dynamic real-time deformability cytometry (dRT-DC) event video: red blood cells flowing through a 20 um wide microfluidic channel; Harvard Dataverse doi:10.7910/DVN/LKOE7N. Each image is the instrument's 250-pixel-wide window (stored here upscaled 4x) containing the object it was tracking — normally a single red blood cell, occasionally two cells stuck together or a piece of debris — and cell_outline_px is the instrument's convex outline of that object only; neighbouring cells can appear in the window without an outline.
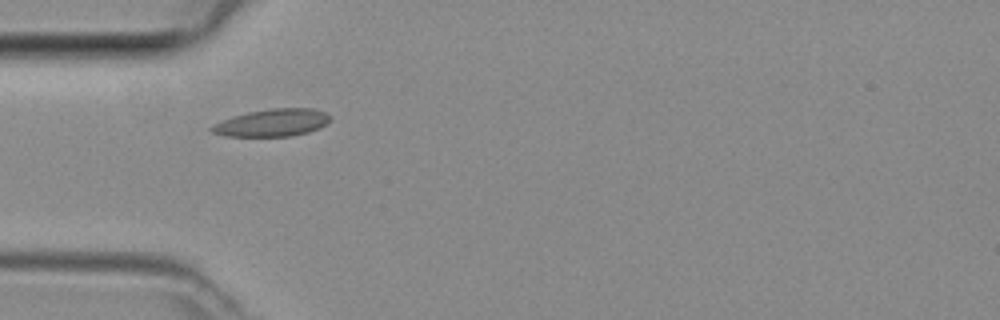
{"species": "common noctule bat (a hibernating species)", "species_latin": "Nyctalus noctula", "temperature_condition": "room temperature", "stored_images_in_passage": 3, "camera_frame_rate_fps": 3000, "um_per_image_px": 0.085, "animal": {"sex": "female", "body_mass_g": 29.2, "forearm_length_mm": 56.3}, "frame": {"image": 1, "passage_image": 3, "time_ms": 0.667, "image_size_px": [1000, 320], "cell_outline_px": [[332, 120], [320, 128], [308, 132], [292, 136], [224, 136], [212, 132], [208, 128], [212, 124], [232, 116], [248, 112], [272, 108], [312, 108], [324, 112], [332, 116]], "centroid_in_image_um": [23.14, 10.43], "position_along_channel_um": 61.9, "area_um2": 19.13}}